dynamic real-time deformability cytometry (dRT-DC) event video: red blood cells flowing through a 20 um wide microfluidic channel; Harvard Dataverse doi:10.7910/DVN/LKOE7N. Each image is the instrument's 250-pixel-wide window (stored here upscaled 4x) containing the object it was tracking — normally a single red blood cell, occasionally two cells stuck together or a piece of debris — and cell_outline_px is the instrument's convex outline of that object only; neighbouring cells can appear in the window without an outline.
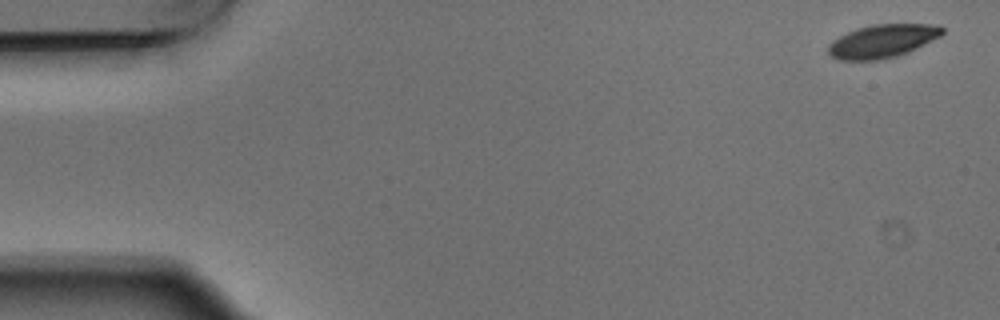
{"species": "Egyptian fruit bat (a non-hibernating species)", "species_latin": "Rousettus aegyptiacus", "temperature_condition": "warm", "stored_images_in_passage": 5, "camera_frame_rate_fps": 3000, "um_per_image_px": 0.085, "animal": {"sex": "male"}, "frame": {"image": 1, "passage_image": 1, "time_ms": 0.0, "image_size_px": [1000, 320], "cell_outline_px": [[944, 32], [940, 36], [908, 52], [896, 56], [880, 60], [840, 60], [832, 56], [828, 52], [828, 44], [832, 40], [856, 28], [872, 24], [940, 24], [944, 28]], "centroid_in_image_um": [75.01, 3.48], "position_along_channel_um": 10.0, "area_um2": 22.14}}
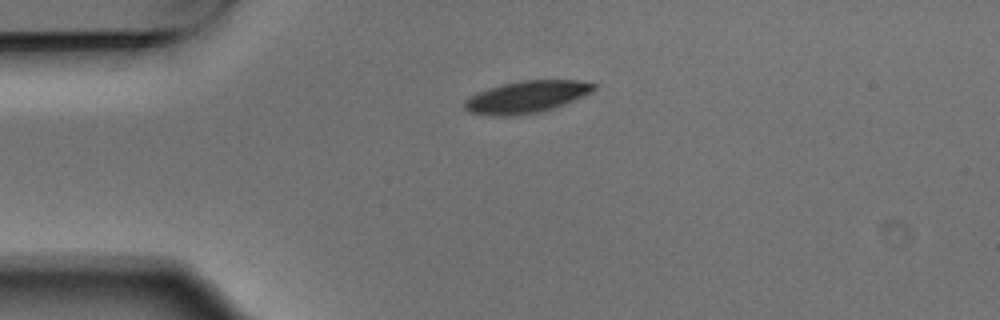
{"frame": {"image": 2, "passage_image": 4, "time_ms": 1.0, "image_size_px": [1000, 320], "cell_outline_px": [[596, 88], [572, 100], [536, 112], [472, 112], [464, 108], [464, 100], [468, 96], [476, 92], [488, 88], [504, 84], [524, 80], [580, 80], [596, 84]], "centroid_in_image_um": [44.77, 8.14], "position_along_channel_um": 40.2, "area_um2": 22.31}}